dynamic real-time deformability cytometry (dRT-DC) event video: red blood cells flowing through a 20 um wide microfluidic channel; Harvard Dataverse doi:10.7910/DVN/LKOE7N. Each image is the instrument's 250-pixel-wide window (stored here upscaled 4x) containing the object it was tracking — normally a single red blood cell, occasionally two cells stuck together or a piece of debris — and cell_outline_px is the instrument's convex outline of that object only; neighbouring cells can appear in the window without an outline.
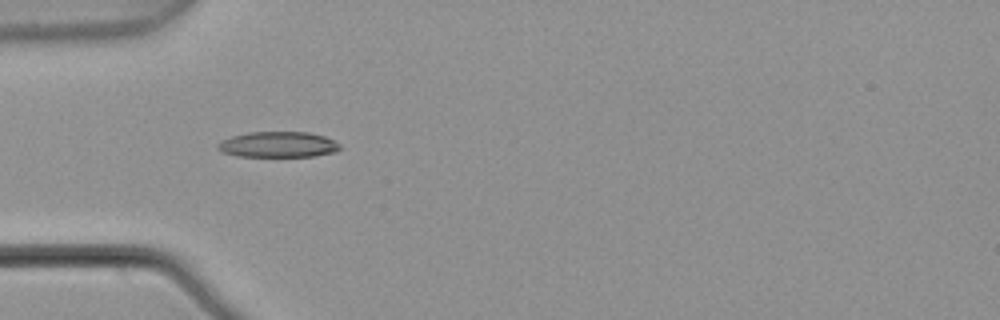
{"species": "common noctule bat (a hibernating species)", "species_latin": "Nyctalus noctula", "temperature_condition": "warm", "stored_images_in_passage": 8, "camera_frame_rate_fps": 3000, "um_per_image_px": 0.085, "animal": {"sex": "male", "body_mass_g": 21.5, "forearm_length_mm": 52.0}, "frame": {"image": 1, "passage_image": 5, "time_ms": 1.333, "image_size_px": [1000, 320], "cell_outline_px": [[340, 148], [336, 152], [312, 156], [236, 156], [220, 152], [216, 148], [216, 144], [220, 140], [232, 136], [248, 132], [308, 132], [324, 136], [340, 144]], "centroid_in_image_um": [23.58, 12.28], "position_along_channel_um": 61.4, "area_um2": 18.38}}
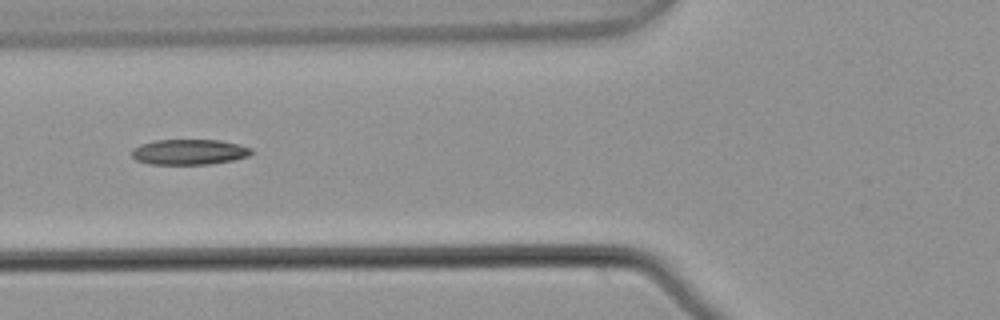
{"frame": {"image": 2, "passage_image": 6, "time_ms": 1.667, "image_size_px": [1000, 320], "cell_outline_px": [[252, 152], [248, 156], [232, 160], [212, 164], [148, 164], [136, 160], [132, 156], [132, 148], [140, 144], [156, 140], [220, 140], [240, 144], [252, 148]], "centroid_in_image_um": [16.08, 12.91], "position_along_channel_um": 109.7, "area_um2": 17.8}}
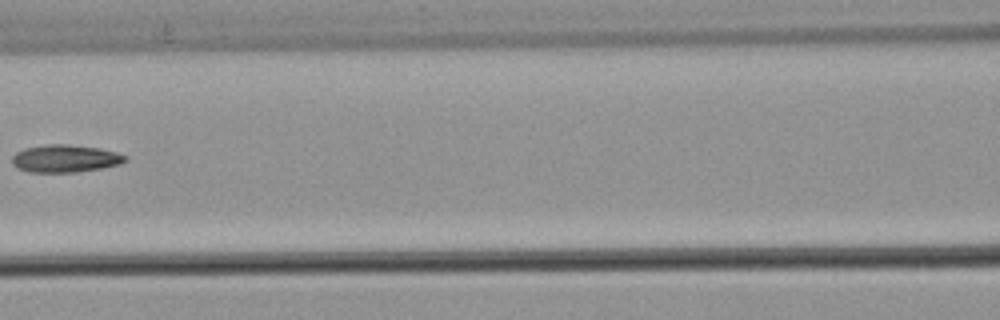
{"frame": {"image": 3, "passage_image": 7, "time_ms": 2.0, "image_size_px": [1000, 320], "cell_outline_px": [[128, 160], [120, 164], [104, 168], [76, 172], [28, 172], [16, 168], [12, 164], [12, 156], [16, 152], [24, 148], [48, 144], [68, 144], [100, 148], [116, 152], [128, 156]], "centroid_in_image_um": [5.55, 13.48], "position_along_channel_um": 161.1, "area_um2": 18.44}}